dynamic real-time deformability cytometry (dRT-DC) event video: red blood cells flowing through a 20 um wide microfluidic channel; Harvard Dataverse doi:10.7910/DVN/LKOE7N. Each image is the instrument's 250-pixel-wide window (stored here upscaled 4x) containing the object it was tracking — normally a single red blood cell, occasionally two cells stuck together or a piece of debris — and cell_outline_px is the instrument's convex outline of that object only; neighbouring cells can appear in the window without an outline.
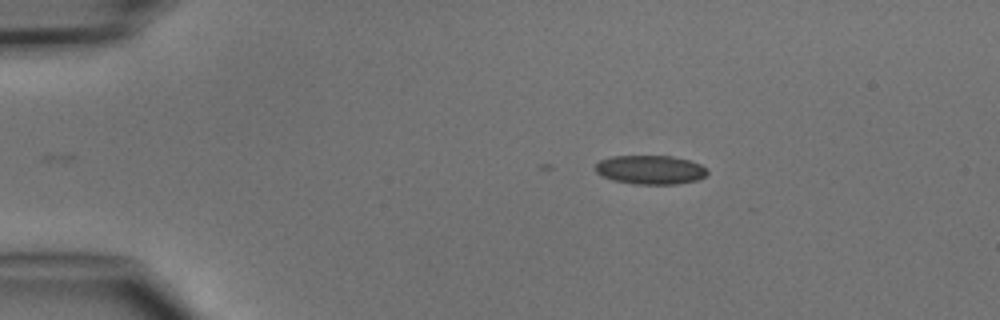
{"species": "common noctule bat (a hibernating species)", "species_latin": "Nyctalus noctula", "temperature_condition": "cold", "stored_images_in_passage": 3, "camera_frame_rate_fps": 3000, "um_per_image_px": 0.085, "animal": {"sex": "male", "body_mass_g": 15.6}, "frame": {"image": 1, "passage_image": 1, "time_ms": 0.0, "image_size_px": [1000, 320], "cell_outline_px": [[708, 172], [704, 176], [696, 180], [676, 184], [632, 184], [612, 180], [596, 172], [596, 164], [600, 160], [612, 156], [672, 156], [688, 160], [700, 164]], "centroid_in_image_um": [55.26, 14.43], "position_along_channel_um": 29.7, "area_um2": 18.73}}